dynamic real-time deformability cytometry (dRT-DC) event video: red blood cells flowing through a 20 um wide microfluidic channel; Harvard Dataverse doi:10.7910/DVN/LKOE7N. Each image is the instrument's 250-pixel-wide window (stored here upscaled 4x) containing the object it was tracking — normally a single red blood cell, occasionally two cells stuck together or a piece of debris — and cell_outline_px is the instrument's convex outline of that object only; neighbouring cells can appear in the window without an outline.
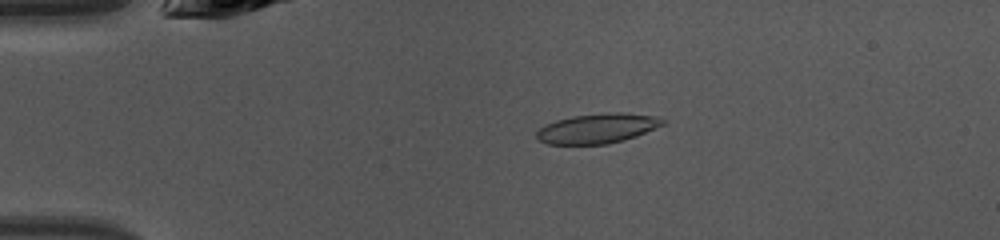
{"species": "common noctule bat (a hibernating species)", "species_latin": "Nyctalus noctula", "temperature_condition": "warm", "stored_images_in_passage": 46, "camera_frame_rate_fps": 3000, "um_per_image_px": 0.085, "animal": {"sex": "female", "body_mass_g": 10.0, "forearm_length_mm": 53.1}, "frame": {"image": 1, "passage_image": 10, "time_ms": 3.0, "image_size_px": [1000, 240], "cell_outline_px": [[664, 124], [636, 136], [624, 140], [608, 144], [548, 144], [540, 140], [536, 136], [536, 132], [540, 128], [556, 120], [572, 116], [608, 112], [624, 112], [656, 116], [664, 120]], "centroid_in_image_um": [50.8, 10.91], "position_along_channel_um": 34.2, "area_um2": 21.79}}
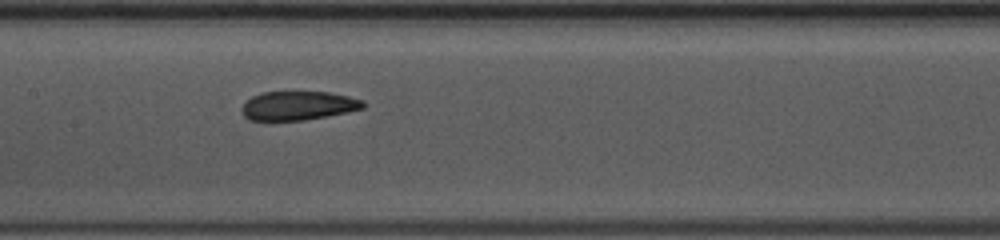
{"frame": {"image": 2, "passage_image": 23, "time_ms": 7.333, "image_size_px": [1000, 240], "cell_outline_px": [[364, 108], [348, 112], [328, 116], [304, 120], [248, 120], [244, 116], [240, 108], [252, 96], [264, 92], [328, 92], [348, 96], [364, 100]], "centroid_in_image_um": [25.35, 8.98], "position_along_channel_um": 182.0, "area_um2": 20.4}}
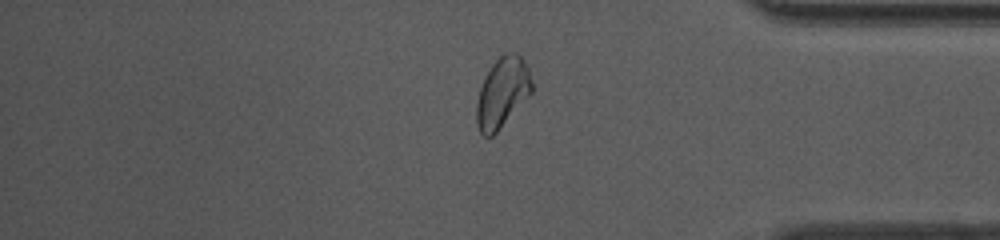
{"frame": {"image": 3, "passage_image": 39, "time_ms": 12.667, "image_size_px": [1000, 240], "cell_outline_px": [[532, 92], [496, 132], [492, 136], [484, 136], [480, 132], [476, 124], [476, 104], [480, 88], [492, 64], [504, 52], [516, 52], [524, 60], [528, 68], [532, 80]], "centroid_in_image_um": [42.7, 7.85], "position_along_channel_um": 392.5, "area_um2": 22.31}, "authors_computed_cell_mechanics": {"area_um2": 21.6461, "velocity_mm_per_s": 4.2804, "shape_relaxation_time_tau1_ms": null, "shape_relaxation_time_tau2_ms": 1.8191, "deformation_change_tau1": null, "deformation_change_tau2": 0.0749}}